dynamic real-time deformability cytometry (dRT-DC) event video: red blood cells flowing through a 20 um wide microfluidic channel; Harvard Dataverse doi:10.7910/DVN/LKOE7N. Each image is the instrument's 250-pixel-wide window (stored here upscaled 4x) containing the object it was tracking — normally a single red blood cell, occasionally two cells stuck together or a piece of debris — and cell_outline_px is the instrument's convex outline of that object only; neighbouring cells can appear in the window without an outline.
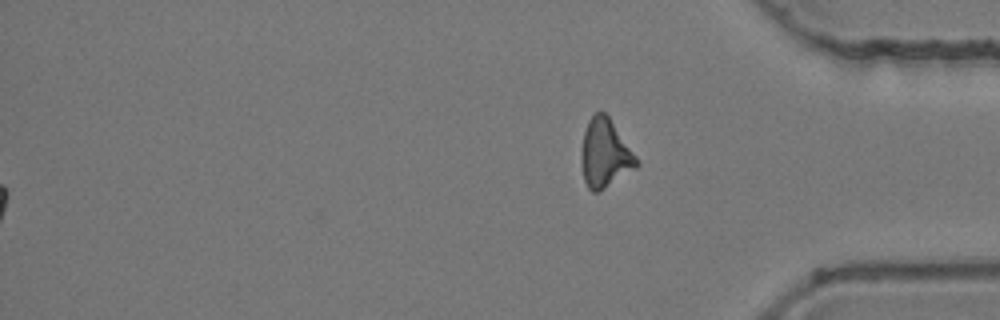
{"species": "common noctule bat (a hibernating species)", "species_latin": "Nyctalus noctula", "temperature_condition": "room temperature", "stored_images_in_passage": 38, "segment_of_instrument_passage": [2, 2], "camera_frame_rate_fps": 3000, "um_per_image_px": 0.085, "animal": {"sex": "female", "body_mass_g": 24.6, "forearm_length_mm": 56.2}, "frame": {"image": 1, "passage_image": 38, "time_ms": 12.333, "image_size_px": [1000, 320], "cell_outline_px": [[640, 164], [636, 168], [600, 192], [592, 192], [588, 188], [584, 180], [580, 156], [580, 152], [584, 132], [588, 120], [596, 112], [604, 112], [608, 116], [636, 156]], "centroid_in_image_um": [51.4, 13.08], "position_along_channel_um": 383.8, "area_um2": 22.02}}